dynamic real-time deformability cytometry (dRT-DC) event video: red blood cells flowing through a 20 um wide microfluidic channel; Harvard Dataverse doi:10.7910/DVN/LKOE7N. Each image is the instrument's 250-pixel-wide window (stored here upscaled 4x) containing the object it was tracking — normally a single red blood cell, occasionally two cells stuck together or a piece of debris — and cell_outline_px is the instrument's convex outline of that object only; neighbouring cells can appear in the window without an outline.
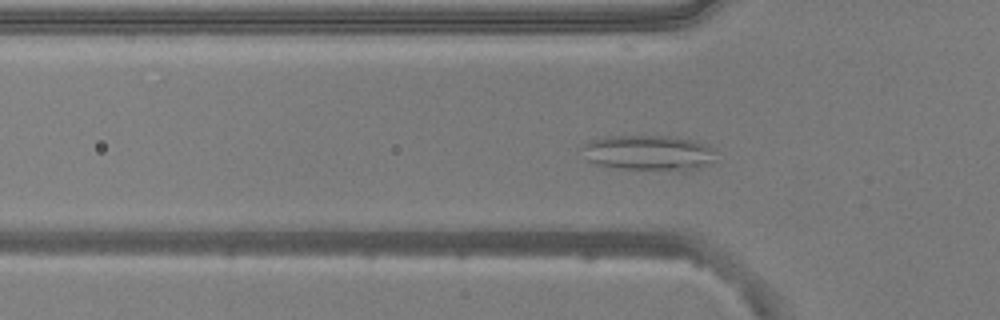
{"species": "common noctule bat (a hibernating species)", "species_latin": "Nyctalus noctula", "temperature_condition": "warm", "stored_images_in_passage": 52, "camera_frame_rate_fps": 3000, "um_per_image_px": 0.085, "animal": {"sex": "male", "body_mass_g": 20.5, "forearm_length_mm": 52.5}, "frame": {"image": 1, "passage_image": 15, "time_ms": 4.667, "image_size_px": [1000, 320], "cell_outline_px": [[716, 148], [712, 160], [708, 164], [692, 172], [680, 172], [620, 168], [596, 164], [588, 160], [584, 148], [584, 144], [592, 140], [608, 136], [668, 136], [692, 140], [708, 144]], "centroid_in_image_um": [55.24, 13.01], "position_along_channel_um": 70.6, "area_um2": 27.86}}
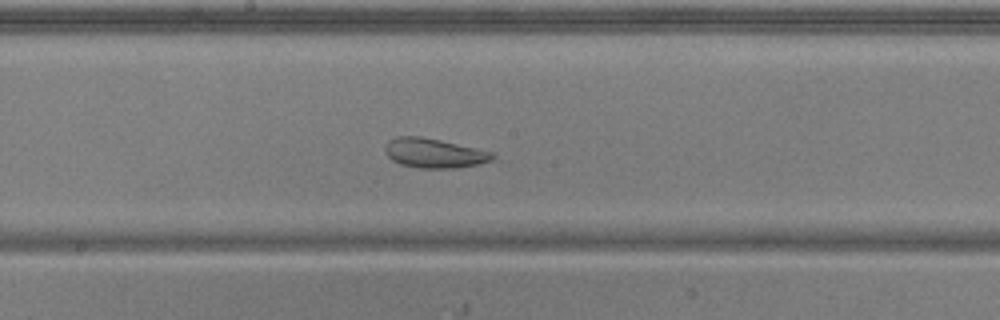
{"frame": {"image": 2, "passage_image": 26, "time_ms": 8.333, "image_size_px": [1000, 320], "cell_outline_px": [[496, 160], [480, 164], [456, 168], [420, 168], [400, 164], [392, 160], [384, 152], [384, 148], [388, 140], [396, 136], [420, 136], [440, 140], [496, 152]], "centroid_in_image_um": [36.95, 13.02], "position_along_channel_um": 211.2, "area_um2": 18.84}}
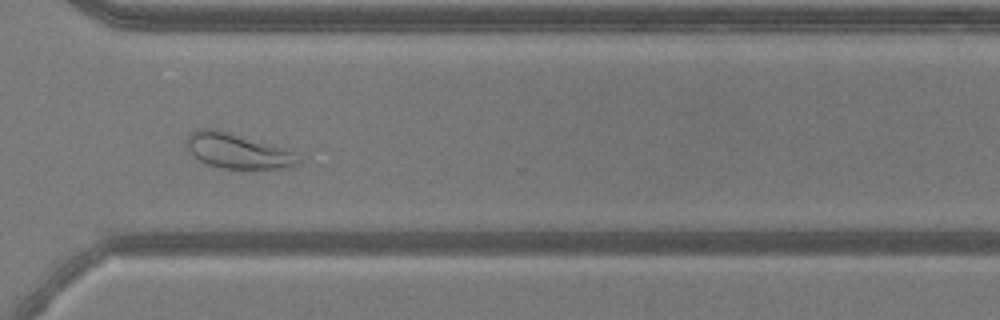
{"frame": {"image": 3, "passage_image": 37, "time_ms": 12.0, "image_size_px": [1000, 320], "cell_outline_px": [[300, 164], [284, 168], [220, 168], [208, 164], [200, 160], [188, 148], [188, 136], [196, 128], [212, 128], [228, 132], [272, 144], [284, 148], [292, 152], [300, 160]], "centroid_in_image_um": [20.21, 12.82], "position_along_channel_um": 350.4, "area_um2": 22.31}, "authors_computed_cell_mechanics": {"area_um2": 27.5995, "velocity_mm_per_s": 3.802, "shape_relaxation_time_tau1_ms": null, "shape_relaxation_time_tau2_ms": 2.0962, "deformation_change_tau1": null, "deformation_change_tau2": 0.0936}}